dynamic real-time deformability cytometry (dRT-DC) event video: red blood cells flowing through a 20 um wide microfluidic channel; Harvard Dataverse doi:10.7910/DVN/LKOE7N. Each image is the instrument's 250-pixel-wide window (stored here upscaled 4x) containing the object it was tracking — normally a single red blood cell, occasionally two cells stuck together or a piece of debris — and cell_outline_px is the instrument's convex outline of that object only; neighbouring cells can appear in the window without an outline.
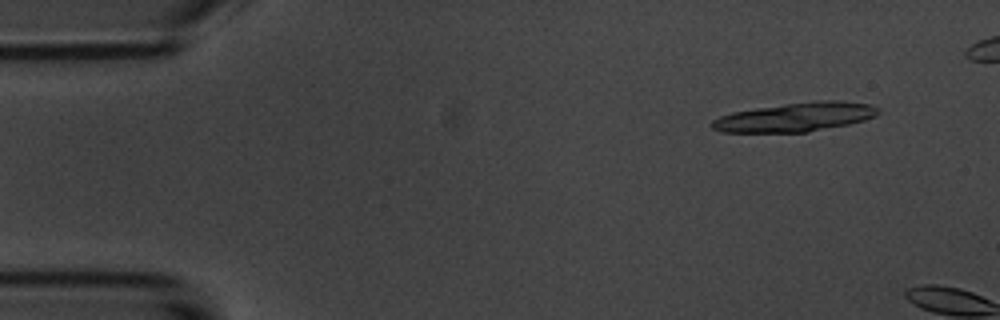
{"species": "common noctule bat (a hibernating species)", "species_latin": "Nyctalus noctula", "temperature_condition": "room temperature", "stored_images_in_passage": 3, "camera_frame_rate_fps": 3000, "um_per_image_px": 0.085, "animal": {"sex": "male", "body_mass_g": 20.1, "forearm_length_mm": 53.5}, "frame": {"image": 1, "passage_image": 2, "time_ms": 1.0, "image_size_px": [1000, 320], "cell_outline_px": [[880, 112], [876, 116], [864, 120], [848, 124], [808, 132], [724, 132], [712, 128], [712, 120], [720, 116], [732, 112], [756, 108], [784, 104], [816, 100], [840, 100], [872, 104], [880, 108]], "centroid_in_image_um": [67.67, 9.94], "position_along_channel_um": 17.3, "area_um2": 28.15}}